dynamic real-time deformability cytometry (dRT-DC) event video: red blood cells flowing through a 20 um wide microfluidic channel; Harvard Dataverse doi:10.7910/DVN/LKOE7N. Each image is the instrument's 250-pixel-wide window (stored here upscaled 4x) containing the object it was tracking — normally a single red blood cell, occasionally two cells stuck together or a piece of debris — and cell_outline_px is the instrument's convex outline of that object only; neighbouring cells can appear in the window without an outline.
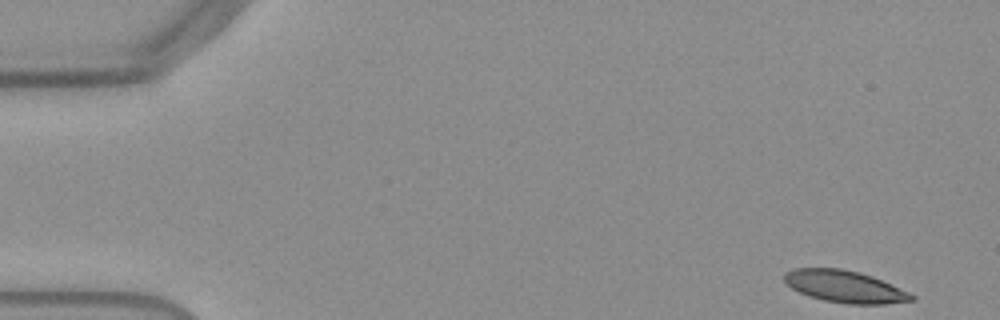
{"species": "Egyptian fruit bat (a non-hibernating species)", "species_latin": "Rousettus aegyptiacus", "temperature_condition": "warm", "stored_images_in_passage": 51, "camera_frame_rate_fps": 3000, "um_per_image_px": 0.085, "frame": {"image": 1, "passage_image": 1, "time_ms": 0.0, "image_size_px": [1000, 320], "cell_outline_px": [[916, 300], [884, 304], [848, 304], [824, 300], [808, 296], [792, 288], [784, 280], [784, 272], [792, 268], [840, 268], [860, 272], [872, 276], [908, 292], [916, 296]], "centroid_in_image_um": [71.79, 24.35], "position_along_channel_um": 13.2, "area_um2": 23.7}}
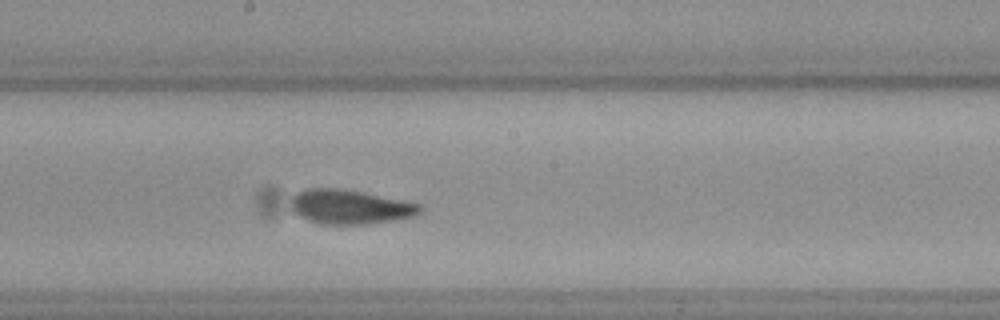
{"frame": {"image": 2, "passage_image": 27, "time_ms": 8.667, "image_size_px": [1000, 320], "cell_outline_px": [[424, 208], [416, 216], [396, 220], [368, 224], [324, 224], [308, 220], [292, 212], [292, 196], [296, 192], [308, 188], [344, 188], [364, 192], [420, 204]], "centroid_in_image_um": [29.76, 17.58], "position_along_channel_um": 218.4, "area_um2": 26.01}}
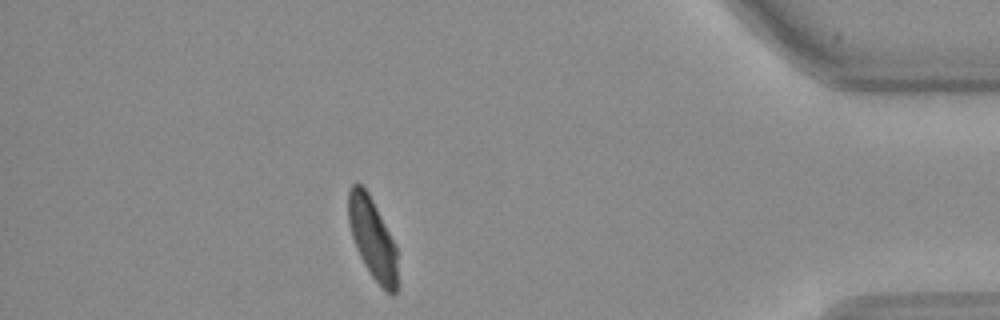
{"frame": {"image": 3, "passage_image": 45, "time_ms": 14.667, "image_size_px": [1000, 320], "cell_outline_px": [[396, 292], [392, 296], [372, 276], [364, 264], [356, 248], [348, 224], [348, 192], [352, 184], [356, 180], [368, 192], [396, 244]], "centroid_in_image_um": [31.63, 20.2], "position_along_channel_um": 403.6, "area_um2": 22.95}, "authors_computed_cell_mechanics": {"area_um2": 24.9118, "velocity_mm_per_s": 3.8198, "shape_relaxation_time_tau1_ms": 4.9824, "shape_relaxation_time_tau2_ms": 1.6882, "deformation_change_tau1": 0.1644, "deformation_change_tau2": 0.0887}}